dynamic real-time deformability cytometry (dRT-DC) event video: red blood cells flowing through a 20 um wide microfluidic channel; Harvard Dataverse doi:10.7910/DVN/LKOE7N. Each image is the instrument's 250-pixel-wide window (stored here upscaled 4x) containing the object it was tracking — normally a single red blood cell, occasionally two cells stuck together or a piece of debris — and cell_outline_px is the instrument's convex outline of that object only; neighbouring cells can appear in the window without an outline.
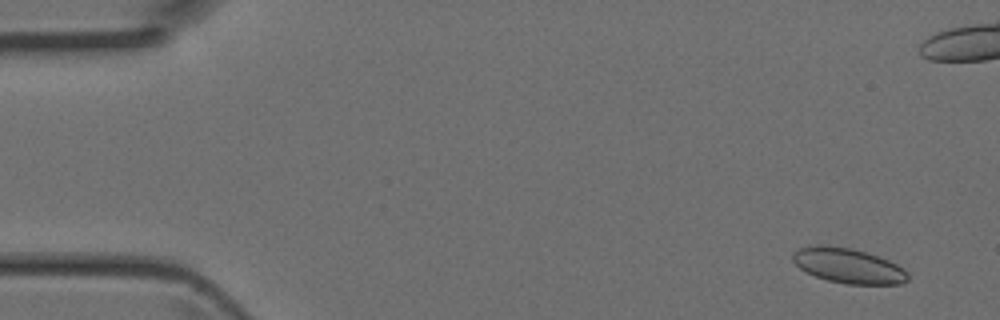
{"species": "Egyptian fruit bat (a non-hibernating species)", "species_latin": "Rousettus aegyptiacus", "temperature_condition": "room temperature", "stored_images_in_passage": 6, "segment_of_instrument_passage": [1, 2], "camera_frame_rate_fps": 3000, "um_per_image_px": 0.085, "animal": {"sex": "female"}, "frame": {"image": 1, "passage_image": 1, "time_ms": 0.0, "image_size_px": [1000, 320], "cell_outline_px": [[908, 280], [900, 284], [848, 284], [828, 280], [804, 272], [792, 260], [792, 252], [800, 248], [816, 244], [824, 244], [852, 248], [888, 260], [904, 268], [908, 272]], "centroid_in_image_um": [72.07, 22.57], "position_along_channel_um": 12.9, "area_um2": 23.52}}
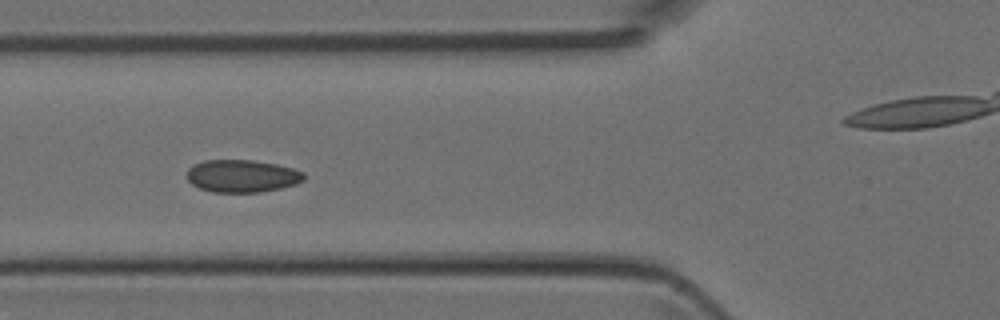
{"frame": {"image": 2, "passage_image": 5, "time_ms": 1.333, "image_size_px": [1000, 320], "cell_outline_px": [[304, 180], [296, 184], [280, 188], [260, 192], [212, 192], [200, 188], [192, 184], [188, 180], [188, 168], [192, 164], [204, 160], [252, 160], [276, 164], [292, 168], [304, 172]], "centroid_in_image_um": [20.57, 14.95], "position_along_channel_um": 105.2, "area_um2": 22.2}}